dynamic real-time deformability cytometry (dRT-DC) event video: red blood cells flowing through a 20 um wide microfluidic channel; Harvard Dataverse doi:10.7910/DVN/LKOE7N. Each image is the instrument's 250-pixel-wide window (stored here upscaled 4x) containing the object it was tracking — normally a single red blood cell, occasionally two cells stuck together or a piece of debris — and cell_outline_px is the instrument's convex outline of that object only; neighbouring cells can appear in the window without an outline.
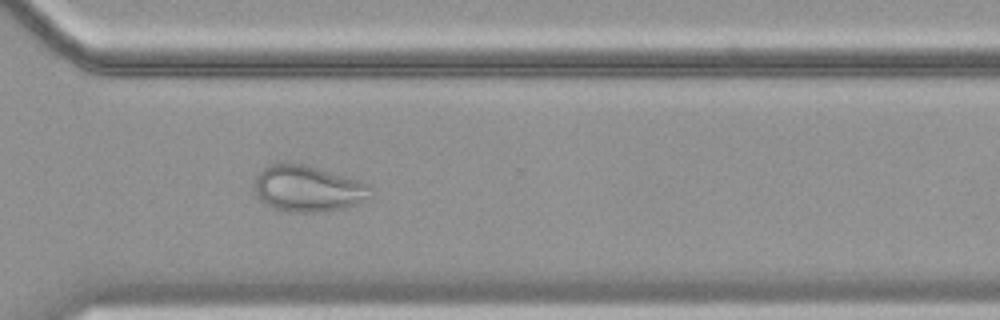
{"species": "common noctule bat (a hibernating species)", "species_latin": "Nyctalus noctula", "temperature_condition": "cold", "stored_images_in_passage": 55, "camera_frame_rate_fps": 3000, "um_per_image_px": 0.085, "animal": {"sex": "female", "body_mass_g": 19.9}, "frame": {"image": 1, "passage_image": 40, "time_ms": 13.0, "image_size_px": [1000, 320], "cell_outline_px": [[372, 196], [344, 208], [324, 212], [288, 212], [272, 208], [260, 200], [256, 196], [252, 188], [252, 184], [256, 176], [268, 164], [304, 164], [364, 180], [372, 188]], "centroid_in_image_um": [26.17, 16.04], "position_along_channel_um": 344.4, "area_um2": 31.79}}